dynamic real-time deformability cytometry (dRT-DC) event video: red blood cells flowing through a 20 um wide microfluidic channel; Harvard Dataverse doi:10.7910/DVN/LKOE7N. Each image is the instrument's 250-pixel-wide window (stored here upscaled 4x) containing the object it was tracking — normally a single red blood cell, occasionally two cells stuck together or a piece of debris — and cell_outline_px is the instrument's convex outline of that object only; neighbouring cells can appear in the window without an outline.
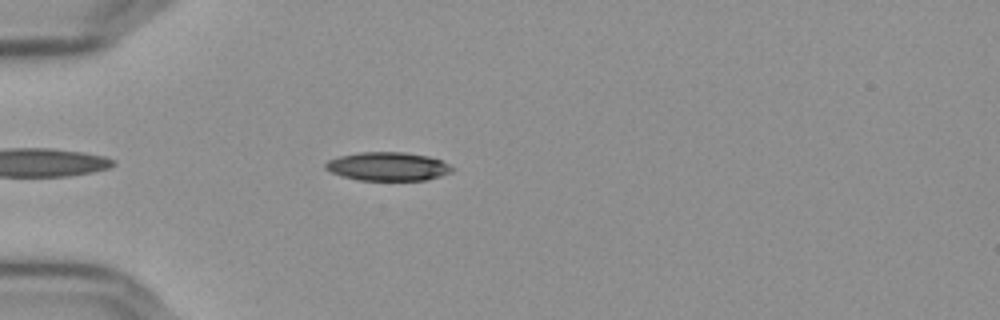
{"species": "Egyptian fruit bat (a non-hibernating species)", "species_latin": "Rousettus aegyptiacus", "temperature_condition": "cold", "stored_images_in_passage": 30, "camera_frame_rate_fps": 3000, "um_per_image_px": 0.085, "frame": {"image": 1, "passage_image": 5, "time_ms": 1.333, "image_size_px": [1000, 320], "cell_outline_px": [[452, 172], [440, 176], [424, 180], [356, 180], [340, 176], [324, 168], [324, 164], [328, 160], [340, 156], [360, 152], [404, 152], [428, 156], [440, 160], [448, 164], [452, 168]], "centroid_in_image_um": [32.93, 14.15], "position_along_channel_um": 52.1, "area_um2": 21.04}}
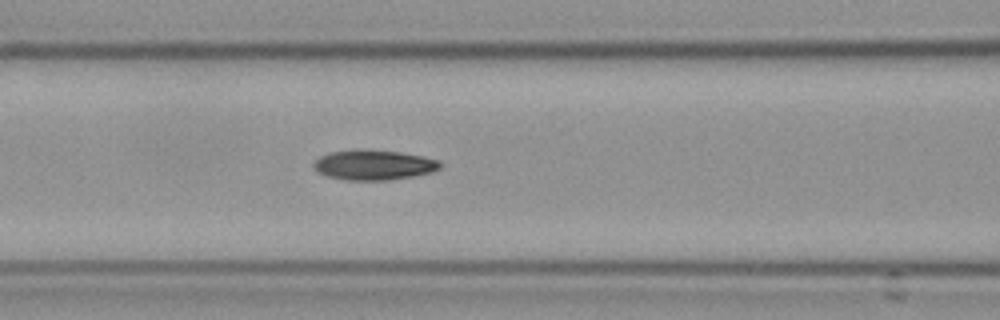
{"frame": {"image": 2, "passage_image": 13, "time_ms": 4.0, "image_size_px": [1000, 320], "cell_outline_px": [[444, 164], [440, 168], [432, 172], [412, 176], [388, 180], [344, 180], [328, 176], [316, 172], [312, 168], [312, 164], [320, 156], [328, 152], [356, 148], [360, 148], [400, 152], [424, 156], [440, 160]], "centroid_in_image_um": [31.75, 14.0], "position_along_channel_um": 134.9, "area_um2": 22.66}}
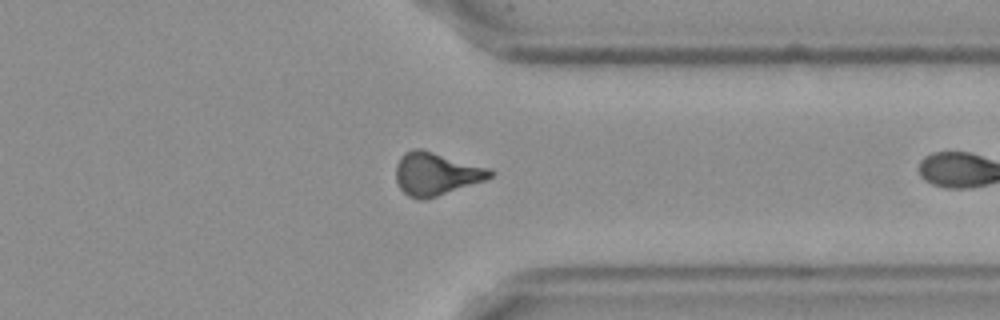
{"frame": {"image": 3, "passage_image": 29, "time_ms": 9.333, "image_size_px": [1000, 320], "cell_outline_px": [[496, 172], [492, 176], [484, 180], [424, 200], [420, 200], [408, 196], [400, 188], [396, 180], [396, 164], [400, 156], [404, 152], [412, 148], [420, 148], [492, 168]], "centroid_in_image_um": [37.06, 14.75], "position_along_channel_um": 374.3, "area_um2": 23.64}}